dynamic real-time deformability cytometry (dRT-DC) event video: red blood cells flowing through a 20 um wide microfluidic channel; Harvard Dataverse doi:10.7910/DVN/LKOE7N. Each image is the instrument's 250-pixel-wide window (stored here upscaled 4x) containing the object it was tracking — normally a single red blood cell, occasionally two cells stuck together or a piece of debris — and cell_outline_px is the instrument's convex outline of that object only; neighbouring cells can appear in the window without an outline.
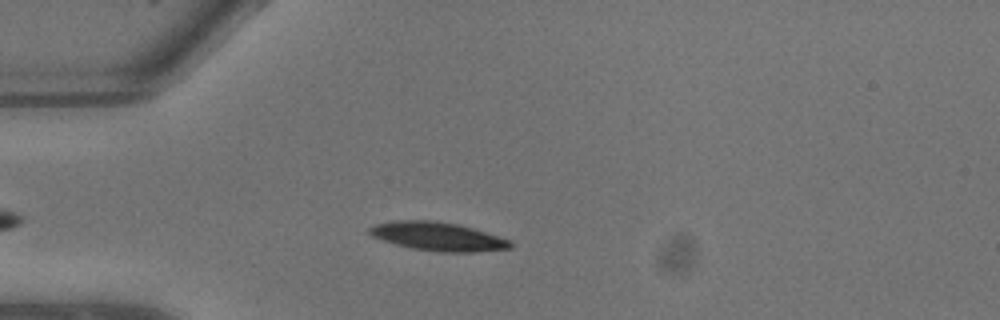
{"species": "common noctule bat (a hibernating species)", "species_latin": "Nyctalus noctula", "temperature_condition": "warm", "stored_images_in_passage": 5, "camera_frame_rate_fps": 3000, "um_per_image_px": 0.085, "animal": {"sex": "male", "body_mass_g": 13.3}, "frame": {"image": 1, "passage_image": 3, "time_ms": 0.667, "image_size_px": [1000, 320], "cell_outline_px": [[512, 248], [472, 252], [440, 252], [412, 248], [396, 244], [372, 236], [368, 232], [368, 228], [372, 224], [392, 220], [436, 220], [456, 224], [472, 228], [512, 240]], "centroid_in_image_um": [37.19, 20.09], "position_along_channel_um": 47.8, "area_um2": 23.52}}
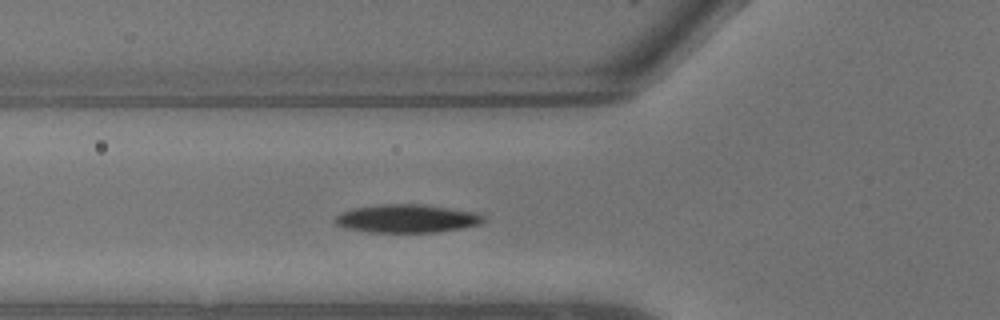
{"frame": {"image": 2, "passage_image": 5, "time_ms": 1.333, "image_size_px": [1000, 320], "cell_outline_px": [[484, 220], [480, 224], [460, 228], [436, 232], [368, 232], [344, 228], [336, 224], [332, 220], [340, 212], [352, 208], [380, 204], [416, 204], [448, 208], [472, 212], [484, 216]], "centroid_in_image_um": [34.49, 18.58], "position_along_channel_um": 91.3, "area_um2": 24.28}}